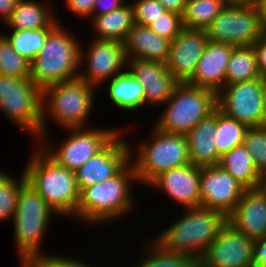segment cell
<instances>
[{
	"instance_id": "obj_26",
	"label": "cell",
	"mask_w": 266,
	"mask_h": 267,
	"mask_svg": "<svg viewBox=\"0 0 266 267\" xmlns=\"http://www.w3.org/2000/svg\"><path fill=\"white\" fill-rule=\"evenodd\" d=\"M117 76L111 78L107 89L111 102L122 110L134 111L145 104L142 84L124 69Z\"/></svg>"
},
{
	"instance_id": "obj_5",
	"label": "cell",
	"mask_w": 266,
	"mask_h": 267,
	"mask_svg": "<svg viewBox=\"0 0 266 267\" xmlns=\"http://www.w3.org/2000/svg\"><path fill=\"white\" fill-rule=\"evenodd\" d=\"M95 86L75 78L54 83L42 89V140L47 139L46 115L64 129L86 126V118L94 105ZM95 91V92H94ZM47 111V112H45ZM46 136V137H45Z\"/></svg>"
},
{
	"instance_id": "obj_32",
	"label": "cell",
	"mask_w": 266,
	"mask_h": 267,
	"mask_svg": "<svg viewBox=\"0 0 266 267\" xmlns=\"http://www.w3.org/2000/svg\"><path fill=\"white\" fill-rule=\"evenodd\" d=\"M144 253L143 260L136 267H197V262L182 253L165 251L154 240L150 241ZM148 249V250H147ZM145 257V258H144Z\"/></svg>"
},
{
	"instance_id": "obj_49",
	"label": "cell",
	"mask_w": 266,
	"mask_h": 267,
	"mask_svg": "<svg viewBox=\"0 0 266 267\" xmlns=\"http://www.w3.org/2000/svg\"><path fill=\"white\" fill-rule=\"evenodd\" d=\"M260 188L266 193V172L261 175Z\"/></svg>"
},
{
	"instance_id": "obj_38",
	"label": "cell",
	"mask_w": 266,
	"mask_h": 267,
	"mask_svg": "<svg viewBox=\"0 0 266 267\" xmlns=\"http://www.w3.org/2000/svg\"><path fill=\"white\" fill-rule=\"evenodd\" d=\"M50 267H91L89 264L65 256L44 254L40 256Z\"/></svg>"
},
{
	"instance_id": "obj_11",
	"label": "cell",
	"mask_w": 266,
	"mask_h": 267,
	"mask_svg": "<svg viewBox=\"0 0 266 267\" xmlns=\"http://www.w3.org/2000/svg\"><path fill=\"white\" fill-rule=\"evenodd\" d=\"M70 136L59 145L50 147L46 140L39 143L43 150L59 165L73 172L85 164L90 158L100 152L121 130L117 129H88L87 127L67 128ZM55 150V151H54Z\"/></svg>"
},
{
	"instance_id": "obj_42",
	"label": "cell",
	"mask_w": 266,
	"mask_h": 267,
	"mask_svg": "<svg viewBox=\"0 0 266 267\" xmlns=\"http://www.w3.org/2000/svg\"><path fill=\"white\" fill-rule=\"evenodd\" d=\"M254 265H266V237L254 241Z\"/></svg>"
},
{
	"instance_id": "obj_40",
	"label": "cell",
	"mask_w": 266,
	"mask_h": 267,
	"mask_svg": "<svg viewBox=\"0 0 266 267\" xmlns=\"http://www.w3.org/2000/svg\"><path fill=\"white\" fill-rule=\"evenodd\" d=\"M95 0H65L71 12L79 17H90L92 19V8Z\"/></svg>"
},
{
	"instance_id": "obj_30",
	"label": "cell",
	"mask_w": 266,
	"mask_h": 267,
	"mask_svg": "<svg viewBox=\"0 0 266 267\" xmlns=\"http://www.w3.org/2000/svg\"><path fill=\"white\" fill-rule=\"evenodd\" d=\"M227 4L225 0H187L182 15L184 28L205 30Z\"/></svg>"
},
{
	"instance_id": "obj_41",
	"label": "cell",
	"mask_w": 266,
	"mask_h": 267,
	"mask_svg": "<svg viewBox=\"0 0 266 267\" xmlns=\"http://www.w3.org/2000/svg\"><path fill=\"white\" fill-rule=\"evenodd\" d=\"M125 4L124 0H95L92 8V18L119 9Z\"/></svg>"
},
{
	"instance_id": "obj_18",
	"label": "cell",
	"mask_w": 266,
	"mask_h": 267,
	"mask_svg": "<svg viewBox=\"0 0 266 267\" xmlns=\"http://www.w3.org/2000/svg\"><path fill=\"white\" fill-rule=\"evenodd\" d=\"M129 72L142 84L145 104L165 105L179 82L168 71L165 63L127 59ZM129 67V68H128Z\"/></svg>"
},
{
	"instance_id": "obj_33",
	"label": "cell",
	"mask_w": 266,
	"mask_h": 267,
	"mask_svg": "<svg viewBox=\"0 0 266 267\" xmlns=\"http://www.w3.org/2000/svg\"><path fill=\"white\" fill-rule=\"evenodd\" d=\"M0 75L30 78V62L19 55L0 33Z\"/></svg>"
},
{
	"instance_id": "obj_22",
	"label": "cell",
	"mask_w": 266,
	"mask_h": 267,
	"mask_svg": "<svg viewBox=\"0 0 266 267\" xmlns=\"http://www.w3.org/2000/svg\"><path fill=\"white\" fill-rule=\"evenodd\" d=\"M171 40L159 36L148 26L134 24L123 42L126 59H140L165 63Z\"/></svg>"
},
{
	"instance_id": "obj_9",
	"label": "cell",
	"mask_w": 266,
	"mask_h": 267,
	"mask_svg": "<svg viewBox=\"0 0 266 267\" xmlns=\"http://www.w3.org/2000/svg\"><path fill=\"white\" fill-rule=\"evenodd\" d=\"M42 90L30 78L0 75V110L19 128L42 138ZM40 137V138H39Z\"/></svg>"
},
{
	"instance_id": "obj_15",
	"label": "cell",
	"mask_w": 266,
	"mask_h": 267,
	"mask_svg": "<svg viewBox=\"0 0 266 267\" xmlns=\"http://www.w3.org/2000/svg\"><path fill=\"white\" fill-rule=\"evenodd\" d=\"M246 190L219 164L201 167L200 206L219 211L227 217Z\"/></svg>"
},
{
	"instance_id": "obj_3",
	"label": "cell",
	"mask_w": 266,
	"mask_h": 267,
	"mask_svg": "<svg viewBox=\"0 0 266 267\" xmlns=\"http://www.w3.org/2000/svg\"><path fill=\"white\" fill-rule=\"evenodd\" d=\"M39 149L24 168L26 182L56 214L74 216L79 201L75 172L59 165L42 147Z\"/></svg>"
},
{
	"instance_id": "obj_21",
	"label": "cell",
	"mask_w": 266,
	"mask_h": 267,
	"mask_svg": "<svg viewBox=\"0 0 266 267\" xmlns=\"http://www.w3.org/2000/svg\"><path fill=\"white\" fill-rule=\"evenodd\" d=\"M234 47L230 43L208 41L188 84L217 94L225 86L226 69Z\"/></svg>"
},
{
	"instance_id": "obj_35",
	"label": "cell",
	"mask_w": 266,
	"mask_h": 267,
	"mask_svg": "<svg viewBox=\"0 0 266 267\" xmlns=\"http://www.w3.org/2000/svg\"><path fill=\"white\" fill-rule=\"evenodd\" d=\"M243 145L252 157L256 169L262 175L266 172V125L249 127Z\"/></svg>"
},
{
	"instance_id": "obj_47",
	"label": "cell",
	"mask_w": 266,
	"mask_h": 267,
	"mask_svg": "<svg viewBox=\"0 0 266 267\" xmlns=\"http://www.w3.org/2000/svg\"><path fill=\"white\" fill-rule=\"evenodd\" d=\"M262 100H263V105H264V110H265V116H266V77H262Z\"/></svg>"
},
{
	"instance_id": "obj_31",
	"label": "cell",
	"mask_w": 266,
	"mask_h": 267,
	"mask_svg": "<svg viewBox=\"0 0 266 267\" xmlns=\"http://www.w3.org/2000/svg\"><path fill=\"white\" fill-rule=\"evenodd\" d=\"M248 126L224 115L217 109V131L215 143L217 153L222 157L235 146L243 144Z\"/></svg>"
},
{
	"instance_id": "obj_19",
	"label": "cell",
	"mask_w": 266,
	"mask_h": 267,
	"mask_svg": "<svg viewBox=\"0 0 266 267\" xmlns=\"http://www.w3.org/2000/svg\"><path fill=\"white\" fill-rule=\"evenodd\" d=\"M200 177L201 167L190 163L163 172L149 186L164 191L168 197L187 209L200 206Z\"/></svg>"
},
{
	"instance_id": "obj_1",
	"label": "cell",
	"mask_w": 266,
	"mask_h": 267,
	"mask_svg": "<svg viewBox=\"0 0 266 267\" xmlns=\"http://www.w3.org/2000/svg\"><path fill=\"white\" fill-rule=\"evenodd\" d=\"M131 160L115 176L82 188L74 217L93 225L128 214L134 206L131 184L138 182Z\"/></svg>"
},
{
	"instance_id": "obj_17",
	"label": "cell",
	"mask_w": 266,
	"mask_h": 267,
	"mask_svg": "<svg viewBox=\"0 0 266 267\" xmlns=\"http://www.w3.org/2000/svg\"><path fill=\"white\" fill-rule=\"evenodd\" d=\"M209 39L205 30L186 29L171 42L166 66L179 83H188Z\"/></svg>"
},
{
	"instance_id": "obj_48",
	"label": "cell",
	"mask_w": 266,
	"mask_h": 267,
	"mask_svg": "<svg viewBox=\"0 0 266 267\" xmlns=\"http://www.w3.org/2000/svg\"><path fill=\"white\" fill-rule=\"evenodd\" d=\"M228 4H254L257 0H225Z\"/></svg>"
},
{
	"instance_id": "obj_29",
	"label": "cell",
	"mask_w": 266,
	"mask_h": 267,
	"mask_svg": "<svg viewBox=\"0 0 266 267\" xmlns=\"http://www.w3.org/2000/svg\"><path fill=\"white\" fill-rule=\"evenodd\" d=\"M59 24L56 18L48 27L35 30H12V34L4 35L13 49L31 62L40 52L48 34Z\"/></svg>"
},
{
	"instance_id": "obj_46",
	"label": "cell",
	"mask_w": 266,
	"mask_h": 267,
	"mask_svg": "<svg viewBox=\"0 0 266 267\" xmlns=\"http://www.w3.org/2000/svg\"><path fill=\"white\" fill-rule=\"evenodd\" d=\"M256 5L259 9L262 25L266 32V0H257Z\"/></svg>"
},
{
	"instance_id": "obj_28",
	"label": "cell",
	"mask_w": 266,
	"mask_h": 267,
	"mask_svg": "<svg viewBox=\"0 0 266 267\" xmlns=\"http://www.w3.org/2000/svg\"><path fill=\"white\" fill-rule=\"evenodd\" d=\"M253 46H235L226 69L225 85L259 78Z\"/></svg>"
},
{
	"instance_id": "obj_7",
	"label": "cell",
	"mask_w": 266,
	"mask_h": 267,
	"mask_svg": "<svg viewBox=\"0 0 266 267\" xmlns=\"http://www.w3.org/2000/svg\"><path fill=\"white\" fill-rule=\"evenodd\" d=\"M56 213L27 182L19 190L13 215L14 238L20 257L43 255L42 245L51 215Z\"/></svg>"
},
{
	"instance_id": "obj_27",
	"label": "cell",
	"mask_w": 266,
	"mask_h": 267,
	"mask_svg": "<svg viewBox=\"0 0 266 267\" xmlns=\"http://www.w3.org/2000/svg\"><path fill=\"white\" fill-rule=\"evenodd\" d=\"M55 17L46 5L36 0H21L12 10L6 26L15 30H35L48 27Z\"/></svg>"
},
{
	"instance_id": "obj_43",
	"label": "cell",
	"mask_w": 266,
	"mask_h": 267,
	"mask_svg": "<svg viewBox=\"0 0 266 267\" xmlns=\"http://www.w3.org/2000/svg\"><path fill=\"white\" fill-rule=\"evenodd\" d=\"M167 11L183 15L187 0H158Z\"/></svg>"
},
{
	"instance_id": "obj_8",
	"label": "cell",
	"mask_w": 266,
	"mask_h": 267,
	"mask_svg": "<svg viewBox=\"0 0 266 267\" xmlns=\"http://www.w3.org/2000/svg\"><path fill=\"white\" fill-rule=\"evenodd\" d=\"M155 124L164 132L186 135L216 108V93L204 87L179 83Z\"/></svg>"
},
{
	"instance_id": "obj_50",
	"label": "cell",
	"mask_w": 266,
	"mask_h": 267,
	"mask_svg": "<svg viewBox=\"0 0 266 267\" xmlns=\"http://www.w3.org/2000/svg\"><path fill=\"white\" fill-rule=\"evenodd\" d=\"M253 267H266V265H253Z\"/></svg>"
},
{
	"instance_id": "obj_23",
	"label": "cell",
	"mask_w": 266,
	"mask_h": 267,
	"mask_svg": "<svg viewBox=\"0 0 266 267\" xmlns=\"http://www.w3.org/2000/svg\"><path fill=\"white\" fill-rule=\"evenodd\" d=\"M217 131V108L197 123L187 134L190 162L199 167L218 165L215 134Z\"/></svg>"
},
{
	"instance_id": "obj_20",
	"label": "cell",
	"mask_w": 266,
	"mask_h": 267,
	"mask_svg": "<svg viewBox=\"0 0 266 267\" xmlns=\"http://www.w3.org/2000/svg\"><path fill=\"white\" fill-rule=\"evenodd\" d=\"M227 222L253 241L266 237V193L260 187L247 189Z\"/></svg>"
},
{
	"instance_id": "obj_44",
	"label": "cell",
	"mask_w": 266,
	"mask_h": 267,
	"mask_svg": "<svg viewBox=\"0 0 266 267\" xmlns=\"http://www.w3.org/2000/svg\"><path fill=\"white\" fill-rule=\"evenodd\" d=\"M21 0H0V17L6 23L12 10Z\"/></svg>"
},
{
	"instance_id": "obj_45",
	"label": "cell",
	"mask_w": 266,
	"mask_h": 267,
	"mask_svg": "<svg viewBox=\"0 0 266 267\" xmlns=\"http://www.w3.org/2000/svg\"><path fill=\"white\" fill-rule=\"evenodd\" d=\"M21 267H50L40 256L20 257Z\"/></svg>"
},
{
	"instance_id": "obj_39",
	"label": "cell",
	"mask_w": 266,
	"mask_h": 267,
	"mask_svg": "<svg viewBox=\"0 0 266 267\" xmlns=\"http://www.w3.org/2000/svg\"><path fill=\"white\" fill-rule=\"evenodd\" d=\"M260 77H266V32L252 45Z\"/></svg>"
},
{
	"instance_id": "obj_10",
	"label": "cell",
	"mask_w": 266,
	"mask_h": 267,
	"mask_svg": "<svg viewBox=\"0 0 266 267\" xmlns=\"http://www.w3.org/2000/svg\"><path fill=\"white\" fill-rule=\"evenodd\" d=\"M209 41L252 46L264 33L259 9L254 4H227L205 28Z\"/></svg>"
},
{
	"instance_id": "obj_12",
	"label": "cell",
	"mask_w": 266,
	"mask_h": 267,
	"mask_svg": "<svg viewBox=\"0 0 266 267\" xmlns=\"http://www.w3.org/2000/svg\"><path fill=\"white\" fill-rule=\"evenodd\" d=\"M262 77L225 85L216 94V106L224 115L248 127L266 125Z\"/></svg>"
},
{
	"instance_id": "obj_37",
	"label": "cell",
	"mask_w": 266,
	"mask_h": 267,
	"mask_svg": "<svg viewBox=\"0 0 266 267\" xmlns=\"http://www.w3.org/2000/svg\"><path fill=\"white\" fill-rule=\"evenodd\" d=\"M132 3L134 22L141 26H148L166 9L158 0H135Z\"/></svg>"
},
{
	"instance_id": "obj_13",
	"label": "cell",
	"mask_w": 266,
	"mask_h": 267,
	"mask_svg": "<svg viewBox=\"0 0 266 267\" xmlns=\"http://www.w3.org/2000/svg\"><path fill=\"white\" fill-rule=\"evenodd\" d=\"M254 241L226 222L209 245L198 267H253Z\"/></svg>"
},
{
	"instance_id": "obj_24",
	"label": "cell",
	"mask_w": 266,
	"mask_h": 267,
	"mask_svg": "<svg viewBox=\"0 0 266 267\" xmlns=\"http://www.w3.org/2000/svg\"><path fill=\"white\" fill-rule=\"evenodd\" d=\"M219 165L246 189L260 187L261 174L256 169L252 157L243 144L226 152L221 157Z\"/></svg>"
},
{
	"instance_id": "obj_25",
	"label": "cell",
	"mask_w": 266,
	"mask_h": 267,
	"mask_svg": "<svg viewBox=\"0 0 266 267\" xmlns=\"http://www.w3.org/2000/svg\"><path fill=\"white\" fill-rule=\"evenodd\" d=\"M91 22L97 33L95 39L117 40L123 43L128 31L135 24L133 7L131 3H126L119 9L93 17Z\"/></svg>"
},
{
	"instance_id": "obj_6",
	"label": "cell",
	"mask_w": 266,
	"mask_h": 267,
	"mask_svg": "<svg viewBox=\"0 0 266 267\" xmlns=\"http://www.w3.org/2000/svg\"><path fill=\"white\" fill-rule=\"evenodd\" d=\"M150 141L138 145L131 161L138 182L149 185L163 172L190 164L187 136L164 132L154 126Z\"/></svg>"
},
{
	"instance_id": "obj_4",
	"label": "cell",
	"mask_w": 266,
	"mask_h": 267,
	"mask_svg": "<svg viewBox=\"0 0 266 267\" xmlns=\"http://www.w3.org/2000/svg\"><path fill=\"white\" fill-rule=\"evenodd\" d=\"M80 42L58 24L30 62V79L41 90L54 83L78 78Z\"/></svg>"
},
{
	"instance_id": "obj_36",
	"label": "cell",
	"mask_w": 266,
	"mask_h": 267,
	"mask_svg": "<svg viewBox=\"0 0 266 267\" xmlns=\"http://www.w3.org/2000/svg\"><path fill=\"white\" fill-rule=\"evenodd\" d=\"M148 27L159 36L173 41L184 29L183 18L181 14L166 10Z\"/></svg>"
},
{
	"instance_id": "obj_34",
	"label": "cell",
	"mask_w": 266,
	"mask_h": 267,
	"mask_svg": "<svg viewBox=\"0 0 266 267\" xmlns=\"http://www.w3.org/2000/svg\"><path fill=\"white\" fill-rule=\"evenodd\" d=\"M18 181L11 174L0 172V222L13 219L20 187L26 182L23 171Z\"/></svg>"
},
{
	"instance_id": "obj_2",
	"label": "cell",
	"mask_w": 266,
	"mask_h": 267,
	"mask_svg": "<svg viewBox=\"0 0 266 267\" xmlns=\"http://www.w3.org/2000/svg\"><path fill=\"white\" fill-rule=\"evenodd\" d=\"M185 212L153 240L165 251L186 254L198 262L218 236L227 217L203 206L187 208Z\"/></svg>"
},
{
	"instance_id": "obj_16",
	"label": "cell",
	"mask_w": 266,
	"mask_h": 267,
	"mask_svg": "<svg viewBox=\"0 0 266 267\" xmlns=\"http://www.w3.org/2000/svg\"><path fill=\"white\" fill-rule=\"evenodd\" d=\"M120 136L121 131L100 152L76 170L79 191L115 176L129 162L130 142Z\"/></svg>"
},
{
	"instance_id": "obj_14",
	"label": "cell",
	"mask_w": 266,
	"mask_h": 267,
	"mask_svg": "<svg viewBox=\"0 0 266 267\" xmlns=\"http://www.w3.org/2000/svg\"><path fill=\"white\" fill-rule=\"evenodd\" d=\"M89 47L87 52L82 49L83 46L80 48V67L85 65L83 62H87L88 66L86 71H80L78 77L90 85L102 86V83L122 73L124 66H127L122 42L94 39Z\"/></svg>"
}]
</instances>
